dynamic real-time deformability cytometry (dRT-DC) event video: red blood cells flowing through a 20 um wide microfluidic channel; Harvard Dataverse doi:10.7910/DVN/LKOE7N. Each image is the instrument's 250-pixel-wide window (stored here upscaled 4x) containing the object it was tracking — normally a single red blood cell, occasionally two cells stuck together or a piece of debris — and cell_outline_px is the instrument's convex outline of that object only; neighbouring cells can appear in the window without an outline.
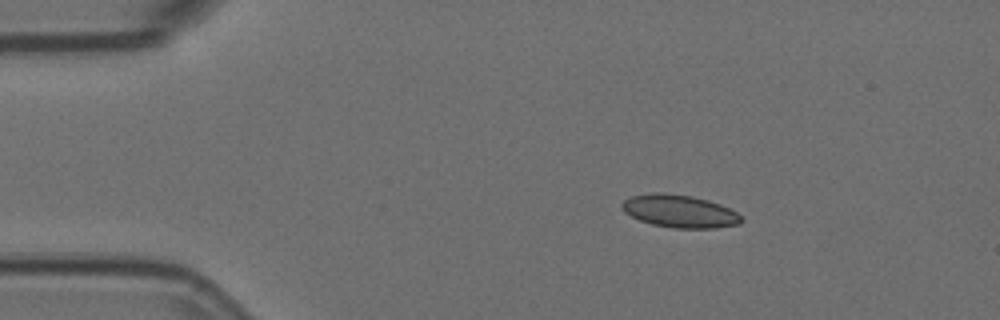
{"species": "Egyptian fruit bat (a non-hibernating species)", "species_latin": "Rousettus aegyptiacus", "temperature_condition": "room temperature", "stored_images_in_passage": 5, "camera_frame_rate_fps": 3000, "um_per_image_px": 0.085, "animal": {"sex": "female"}, "frame": {"image": 1, "passage_image": 3, "time_ms": 0.667, "image_size_px": [1000, 320], "cell_outline_px": [[744, 220], [740, 224], [716, 228], [672, 228], [652, 224], [640, 220], [624, 212], [620, 208], [620, 204], [624, 200], [632, 196], [652, 192], [664, 192], [692, 196], [708, 200], [720, 204], [744, 216]], "centroid_in_image_um": [57.77, 17.95], "position_along_channel_um": 27.2, "area_um2": 23.0}}